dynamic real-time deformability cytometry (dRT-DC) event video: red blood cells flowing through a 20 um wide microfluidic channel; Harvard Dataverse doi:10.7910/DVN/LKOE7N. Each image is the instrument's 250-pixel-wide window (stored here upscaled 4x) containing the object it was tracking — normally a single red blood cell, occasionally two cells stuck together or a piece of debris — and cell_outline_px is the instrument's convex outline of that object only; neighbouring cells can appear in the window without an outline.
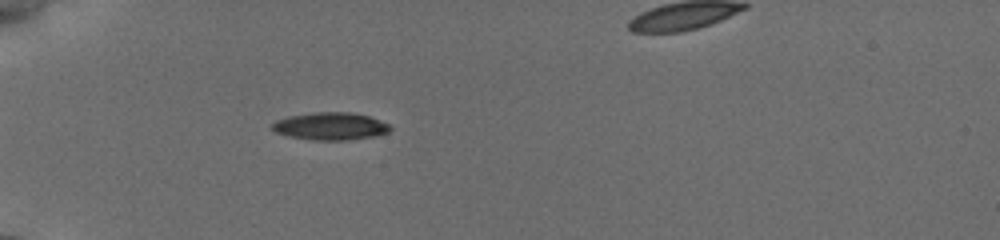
{"species": "common noctule bat (a hibernating species)", "species_latin": "Nyctalus noctula", "temperature_condition": "cold", "stored_images_in_passage": 37, "camera_frame_rate_fps": 3000, "um_per_image_px": 0.085, "animal": {"sex": "female", "body_mass_g": 19.5, "forearm_length_mm": 54.1}, "frame": {"image": 1, "passage_image": 4, "time_ms": 1.0, "image_size_px": [1000, 240], "cell_outline_px": [[392, 128], [388, 132], [376, 136], [348, 140], [312, 140], [288, 136], [276, 132], [272, 128], [272, 124], [276, 120], [288, 116], [312, 112], [348, 112], [368, 116], [388, 124]], "centroid_in_image_um": [28.07, 10.73], "position_along_channel_um": 56.9, "area_um2": 18.9}}
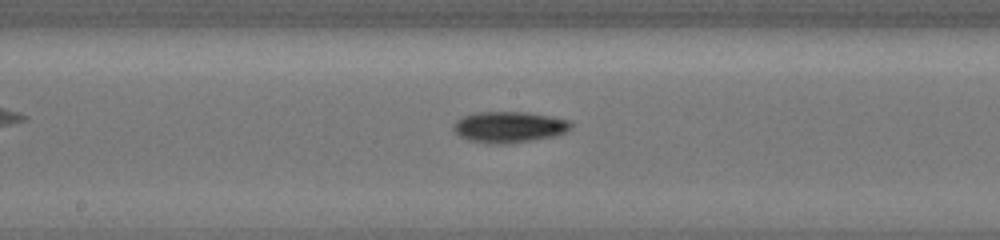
{"frame": {"image": 2, "passage_image": 18, "time_ms": 5.333, "image_size_px": [1000, 240], "cell_outline_px": [[572, 124], [564, 132], [556, 136], [532, 140], [504, 144], [488, 144], [468, 140], [460, 136], [452, 128], [452, 124], [456, 120], [464, 116], [476, 112], [524, 112], [548, 116], [568, 120]], "centroid_in_image_um": [43.21, 10.8], "position_along_channel_um": 205.0, "area_um2": 21.15}}
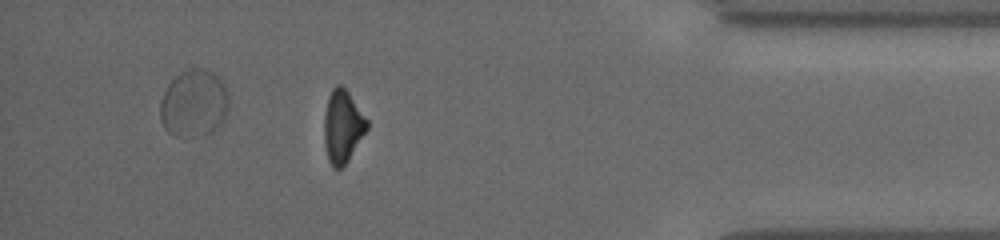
{"frame": {"image": 3, "passage_image": 33, "time_ms": 11.333, "image_size_px": [1000, 240], "cell_outline_px": [[368, 128], [348, 160], [340, 168], [332, 168], [328, 160], [324, 144], [324, 116], [328, 96], [332, 88], [336, 84], [340, 84], [348, 92], [368, 120]], "centroid_in_image_um": [29.1, 10.74], "position_along_channel_um": 406.1, "area_um2": 18.09}}